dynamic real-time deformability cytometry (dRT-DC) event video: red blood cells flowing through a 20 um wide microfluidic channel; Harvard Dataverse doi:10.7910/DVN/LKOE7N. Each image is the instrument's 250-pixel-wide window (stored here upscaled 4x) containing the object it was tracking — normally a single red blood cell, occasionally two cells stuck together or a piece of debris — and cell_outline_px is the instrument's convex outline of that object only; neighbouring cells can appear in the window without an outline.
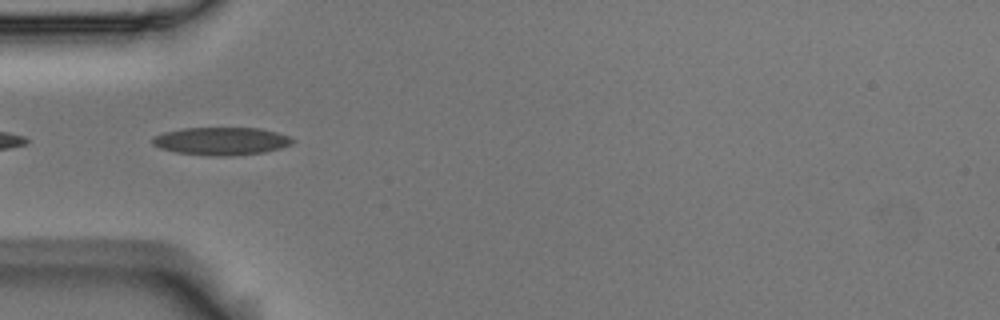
{"species": "Egyptian fruit bat (a non-hibernating species)", "species_latin": "Rousettus aegyptiacus", "temperature_condition": "room temperature", "stored_images_in_passage": 5, "camera_frame_rate_fps": 3000, "um_per_image_px": 0.085, "animal": {"sex": "male"}, "frame": {"image": 1, "passage_image": 5, "time_ms": 1.333, "image_size_px": [1000, 320], "cell_outline_px": [[296, 140], [292, 144], [280, 148], [264, 152], [232, 156], [212, 156], [176, 152], [160, 148], [152, 144], [152, 140], [156, 136], [164, 132], [184, 128], [260, 128], [276, 132], [288, 136]], "centroid_in_image_um": [18.83, 12.0], "position_along_channel_um": 66.2, "area_um2": 22.66}}